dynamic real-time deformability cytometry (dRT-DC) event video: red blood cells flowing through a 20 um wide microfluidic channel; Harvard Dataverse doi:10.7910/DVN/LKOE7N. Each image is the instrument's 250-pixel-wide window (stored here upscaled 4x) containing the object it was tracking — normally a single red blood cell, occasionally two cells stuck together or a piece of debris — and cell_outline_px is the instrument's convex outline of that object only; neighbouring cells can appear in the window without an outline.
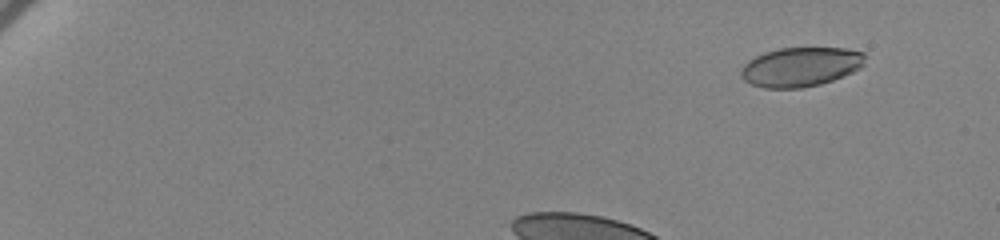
{"species": "human", "species_latin": "Homo sapiens", "temperature_condition": "cold", "stored_images_in_passage": 47, "camera_frame_rate_fps": 3000, "um_per_image_px": 0.085, "donor": {"sex": "female"}, "frame": {"image": 1, "passage_image": 7, "time_ms": 2.0, "image_size_px": [1000, 240], "cell_outline_px": [[864, 64], [860, 68], [852, 72], [832, 80], [820, 84], [800, 88], [764, 88], [752, 84], [744, 80], [740, 76], [740, 72], [744, 64], [748, 60], [764, 52], [780, 48], [844, 48], [864, 52]], "centroid_in_image_um": [68.04, 5.68], "position_along_channel_um": 17.0, "area_um2": 28.38}}
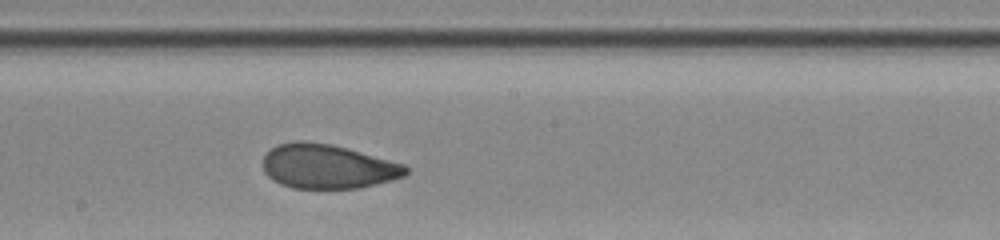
{"frame": {"image": 2, "passage_image": 31, "time_ms": 10.0, "image_size_px": [1000, 240], "cell_outline_px": [[408, 172], [404, 176], [360, 188], [292, 188], [280, 184], [272, 180], [264, 172], [264, 156], [276, 144], [296, 140], [304, 140], [332, 144], [348, 148], [404, 164], [408, 168]], "centroid_in_image_um": [27.83, 14.14], "position_along_channel_um": 220.4, "area_um2": 36.93}}
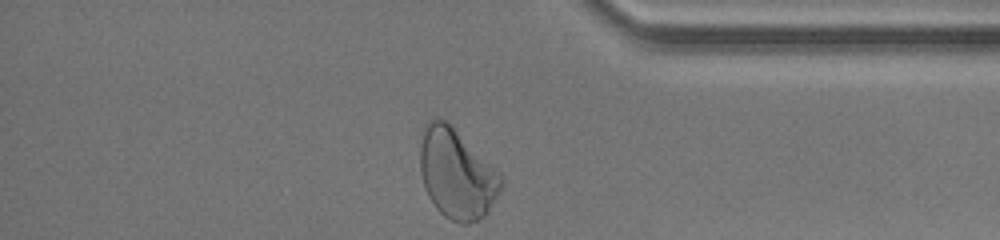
{"frame": {"image": 3, "passage_image": 47, "time_ms": 15.333, "image_size_px": [1000, 240], "cell_outline_px": [[504, 184], [488, 212], [484, 216], [468, 224], [460, 224], [444, 216], [436, 208], [428, 196], [420, 172], [420, 148], [424, 124], [428, 120], [440, 116], [448, 120], [504, 176]], "centroid_in_image_um": [38.83, 14.73], "position_along_channel_um": 396.4, "area_um2": 43.06}, "authors_computed_cell_mechanics": {"area_um2": 37.0498, "velocity_mm_per_s": 3.4366, "shape_relaxation_time_tau1_ms": 7.0036, "shape_relaxation_time_tau2_ms": 1.0666, "deformation_change_tau1": 0.1921, "deformation_change_tau2": 0.0613}}